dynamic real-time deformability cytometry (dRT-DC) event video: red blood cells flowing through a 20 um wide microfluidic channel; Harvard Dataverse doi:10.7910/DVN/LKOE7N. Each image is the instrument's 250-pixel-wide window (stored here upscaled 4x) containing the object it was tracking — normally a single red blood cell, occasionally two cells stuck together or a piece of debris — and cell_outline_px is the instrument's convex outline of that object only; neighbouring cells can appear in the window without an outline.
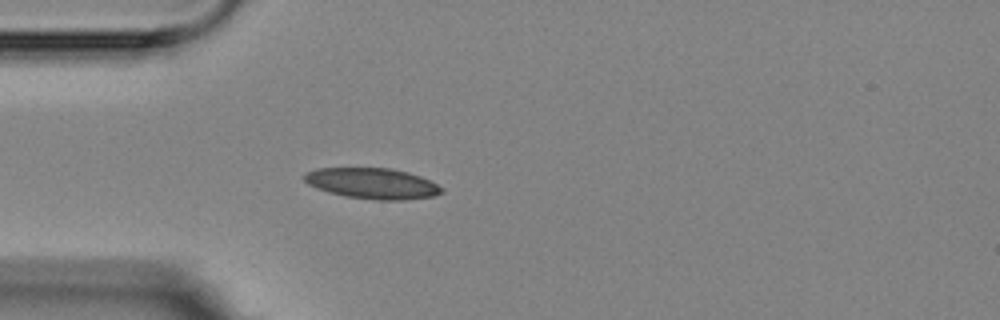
{"species": "Egyptian fruit bat (a non-hibernating species)", "species_latin": "Rousettus aegyptiacus", "temperature_condition": "room temperature", "stored_images_in_passage": 3, "camera_frame_rate_fps": 3000, "um_per_image_px": 0.085, "animal": {"sex": "female"}, "frame": {"image": 1, "passage_image": 3, "time_ms": 3.0, "image_size_px": [1000, 320], "cell_outline_px": [[444, 192], [432, 196], [404, 200], [380, 200], [344, 196], [328, 192], [316, 188], [308, 184], [304, 180], [304, 172], [316, 168], [392, 168], [408, 172], [420, 176], [444, 188]], "centroid_in_image_um": [31.63, 15.58], "position_along_channel_um": 53.4, "area_um2": 24.68}}